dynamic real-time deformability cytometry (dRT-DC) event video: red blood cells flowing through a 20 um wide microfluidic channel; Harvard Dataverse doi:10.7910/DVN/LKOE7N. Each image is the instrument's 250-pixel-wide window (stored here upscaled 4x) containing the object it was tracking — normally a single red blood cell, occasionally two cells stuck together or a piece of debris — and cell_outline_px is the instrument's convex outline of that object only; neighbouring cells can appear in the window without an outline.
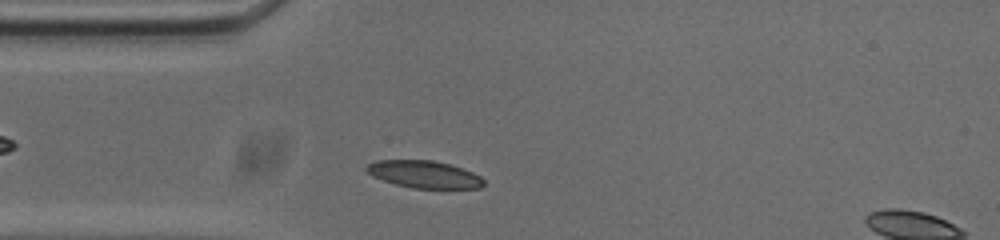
{"species": "common noctule bat (a hibernating species)", "species_latin": "Nyctalus noctula", "temperature_condition": "cold", "stored_images_in_passage": 40, "camera_frame_rate_fps": 3000, "um_per_image_px": 0.085, "animal": {"sex": "male", "body_mass_g": 20.0, "forearm_length_mm": 53.3}, "frame": {"image": 1, "passage_image": 4, "time_ms": 1.0, "image_size_px": [1000, 240], "cell_outline_px": [[484, 184], [480, 188], [412, 188], [396, 184], [372, 176], [364, 168], [368, 164], [376, 160], [432, 160], [448, 164], [472, 172], [480, 176], [484, 180]], "centroid_in_image_um": [36.04, 14.82], "position_along_channel_um": 49.0, "area_um2": 18.44}}
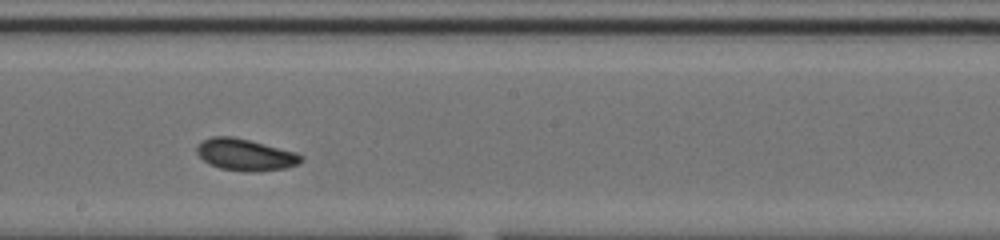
{"frame": {"image": 2, "passage_image": 19, "time_ms": 6.0, "image_size_px": [1000, 240], "cell_outline_px": [[304, 160], [296, 164], [284, 168], [220, 168], [208, 164], [196, 152], [196, 148], [204, 140], [212, 136], [232, 136], [296, 152], [304, 156]], "centroid_in_image_um": [20.82, 13.09], "position_along_channel_um": 227.4, "area_um2": 18.09}}
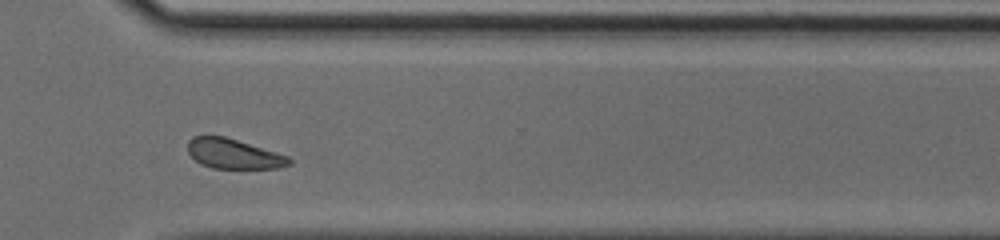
{"frame": {"image": 3, "passage_image": 29, "time_ms": 9.333, "image_size_px": [1000, 240], "cell_outline_px": [[292, 164], [276, 168], [212, 168], [200, 164], [188, 152], [188, 140], [192, 136], [224, 136], [288, 156], [292, 160]], "centroid_in_image_um": [19.84, 13.08], "position_along_channel_um": 350.8, "area_um2": 17.46}, "authors_computed_cell_mechanics": {"area_um2": 18.9584, "velocity_mm_per_s": 3.6893, "shape_relaxation_time_tau1_ms": 1.9156, "shape_relaxation_time_tau2_ms": 10.1606, "deformation_change_tau1": 0.0582, "deformation_change_tau2": 0.1674}}